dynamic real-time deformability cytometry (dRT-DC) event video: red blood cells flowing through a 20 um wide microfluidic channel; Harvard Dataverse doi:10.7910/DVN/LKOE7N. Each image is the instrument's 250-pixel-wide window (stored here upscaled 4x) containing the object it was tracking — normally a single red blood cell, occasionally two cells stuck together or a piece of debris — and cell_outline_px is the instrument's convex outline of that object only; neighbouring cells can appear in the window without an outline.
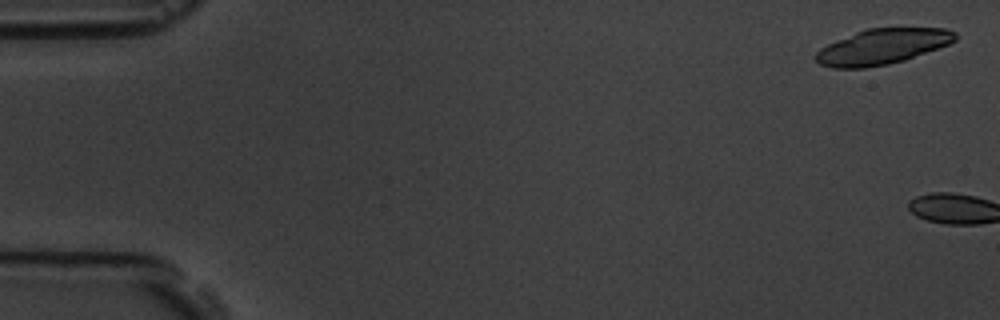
{"species": "common noctule bat (a hibernating species)", "species_latin": "Nyctalus noctula", "temperature_condition": "room temperature", "stored_images_in_passage": 8, "camera_frame_rate_fps": 3000, "um_per_image_px": 0.085, "animal": {"sex": "male", "body_mass_g": 19.5, "forearm_length_mm": 54.6}, "frame": {"image": 1, "passage_image": 1, "time_ms": 0.0, "image_size_px": [1000, 320], "cell_outline_px": [[956, 40], [948, 44], [904, 60], [888, 64], [864, 68], [832, 68], [820, 64], [812, 56], [820, 48], [836, 40], [856, 32], [868, 28], [944, 28], [956, 32]], "centroid_in_image_um": [74.95, 3.96], "position_along_channel_um": 10.0, "area_um2": 28.61}}
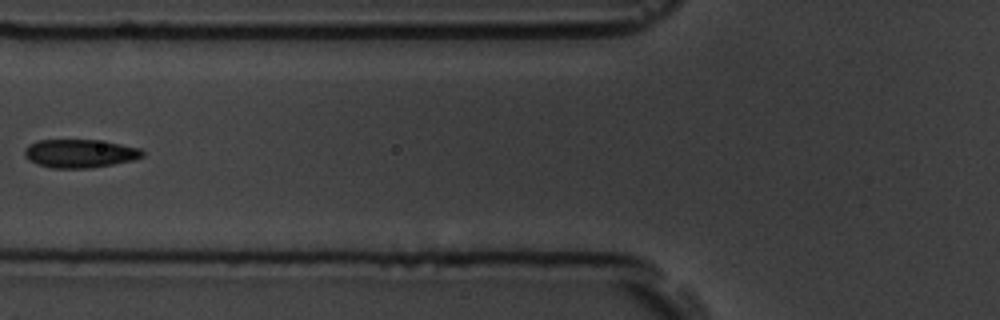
{"frame": {"image": 2, "passage_image": 7, "time_ms": 8.0, "image_size_px": [1000, 320], "cell_outline_px": [[144, 156], [132, 160], [92, 168], [52, 168], [36, 164], [28, 160], [24, 156], [24, 148], [28, 144], [36, 140], [96, 140], [120, 144], [140, 148], [144, 152]], "centroid_in_image_um": [6.73, 13.05], "position_along_channel_um": 119.1, "area_um2": 19.59}}
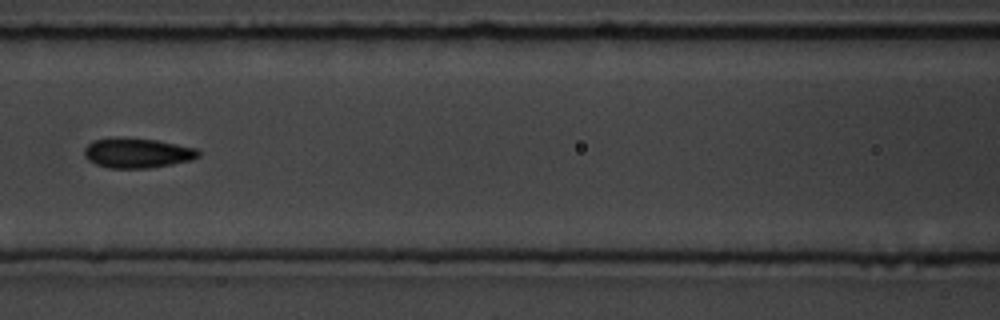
{"frame": {"image": 3, "passage_image": 8, "time_ms": 9.0, "image_size_px": [1000, 320], "cell_outline_px": [[200, 156], [192, 160], [172, 164], [148, 168], [108, 168], [96, 164], [88, 160], [84, 156], [84, 148], [92, 140], [112, 136], [120, 136], [156, 140], [196, 148], [200, 152]], "centroid_in_image_um": [11.63, 12.98], "position_along_channel_um": 155.0, "area_um2": 20.23}}